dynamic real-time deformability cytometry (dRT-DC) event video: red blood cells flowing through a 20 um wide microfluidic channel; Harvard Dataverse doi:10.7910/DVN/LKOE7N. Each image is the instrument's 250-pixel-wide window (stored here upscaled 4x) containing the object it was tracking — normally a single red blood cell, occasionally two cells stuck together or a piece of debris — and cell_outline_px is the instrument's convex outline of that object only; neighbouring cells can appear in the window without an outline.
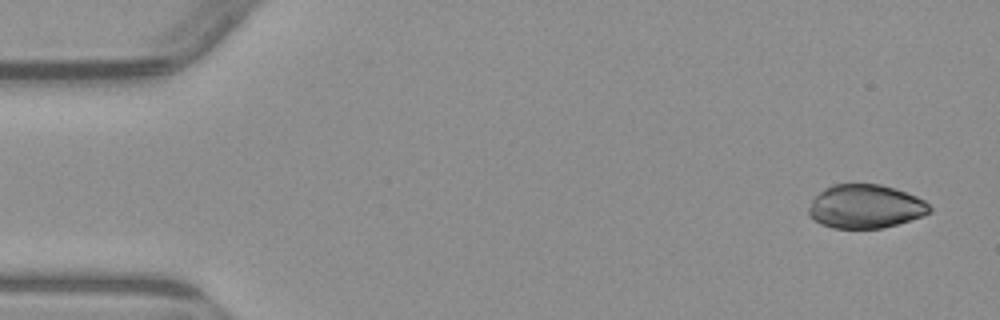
{"species": "common noctule bat (a hibernating species)", "species_latin": "Nyctalus noctula", "temperature_condition": "warm", "stored_images_in_passage": 6, "camera_frame_rate_fps": 3000, "um_per_image_px": 0.085, "animal": {"sex": "male", "body_mass_g": 23.1, "forearm_length_mm": 52.7}, "frame": {"image": 1, "passage_image": 1, "time_ms": 0.0, "image_size_px": [1000, 320], "cell_outline_px": [[932, 212], [896, 224], [880, 228], [832, 228], [820, 224], [808, 216], [808, 208], [812, 200], [824, 188], [832, 184], [880, 184], [896, 188], [916, 196], [924, 200], [932, 208]], "centroid_in_image_um": [73.53, 17.54], "position_along_channel_um": 11.5, "area_um2": 30.81}}